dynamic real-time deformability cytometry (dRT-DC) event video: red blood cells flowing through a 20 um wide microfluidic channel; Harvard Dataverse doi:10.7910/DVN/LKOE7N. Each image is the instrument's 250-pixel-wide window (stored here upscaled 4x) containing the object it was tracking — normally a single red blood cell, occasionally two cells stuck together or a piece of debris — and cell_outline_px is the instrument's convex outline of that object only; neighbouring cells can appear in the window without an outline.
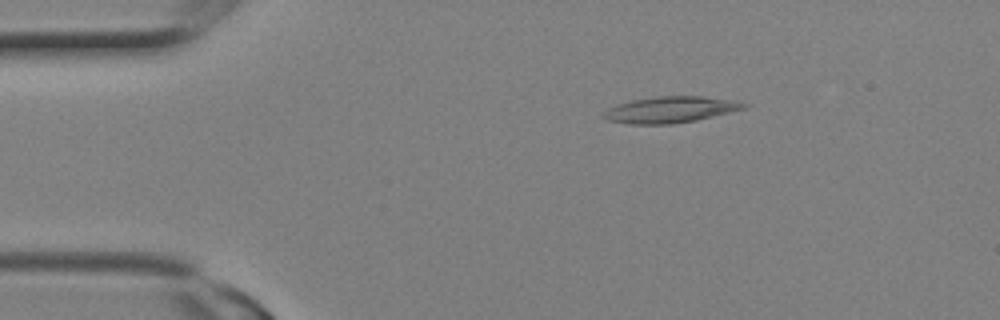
{"species": "Egyptian fruit bat (a non-hibernating species)", "species_latin": "Rousettus aegyptiacus", "temperature_condition": "room temperature", "stored_images_in_passage": 22, "camera_frame_rate_fps": 3000, "um_per_image_px": 0.085, "animal": {"sex": "female"}, "frame": {"image": 1, "passage_image": 1, "time_ms": 0.0, "image_size_px": [1000, 320], "cell_outline_px": [[748, 104], [744, 108], [696, 120], [672, 124], [628, 124], [604, 120], [600, 116], [608, 108], [632, 100], [660, 96], [704, 96], [728, 100]], "centroid_in_image_um": [56.88, 9.33], "position_along_channel_um": 28.1, "area_um2": 21.15}}
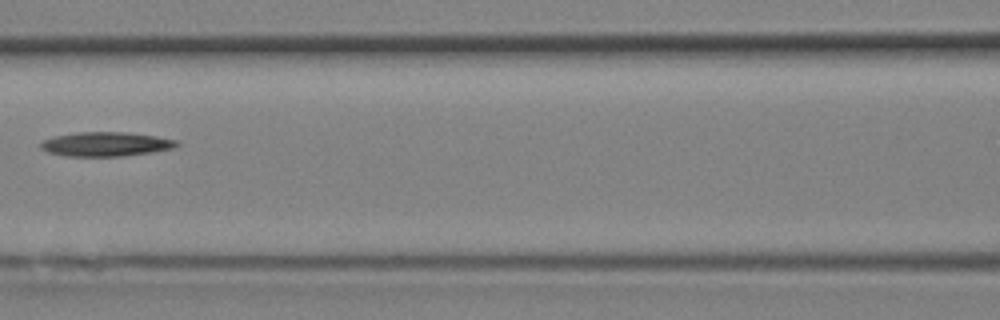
{"frame": {"image": 2, "passage_image": 8, "time_ms": 2.333, "image_size_px": [1000, 320], "cell_outline_px": [[180, 144], [172, 148], [152, 152], [120, 156], [68, 156], [48, 152], [40, 148], [40, 144], [44, 140], [56, 136], [80, 132], [124, 132], [156, 136], [176, 140]], "centroid_in_image_um": [9.0, 12.25], "position_along_channel_um": 157.6, "area_um2": 18.96}}
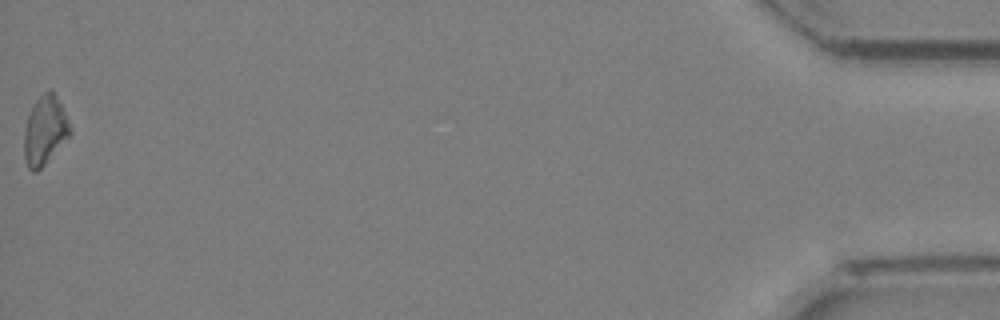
{"frame": {"image": 3, "passage_image": 22, "time_ms": 7.0, "image_size_px": [1000, 320], "cell_outline_px": [[72, 132], [44, 164], [36, 172], [32, 172], [28, 168], [24, 156], [24, 128], [28, 116], [36, 100], [48, 88], [52, 88], [72, 128]], "centroid_in_image_um": [3.8, 11.07], "position_along_channel_um": 431.4, "area_um2": 18.15}}